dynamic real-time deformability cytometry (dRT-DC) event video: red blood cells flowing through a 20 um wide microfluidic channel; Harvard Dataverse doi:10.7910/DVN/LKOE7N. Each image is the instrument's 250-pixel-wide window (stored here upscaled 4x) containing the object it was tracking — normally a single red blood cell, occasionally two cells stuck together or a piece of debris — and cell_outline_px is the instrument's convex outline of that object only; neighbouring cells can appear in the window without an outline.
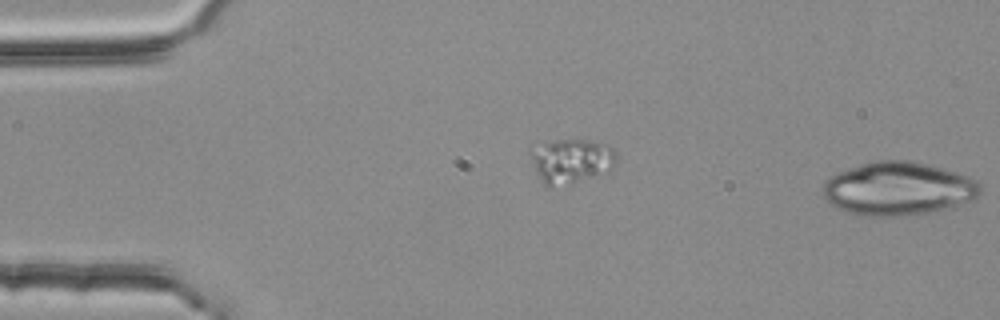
{"species": "common noctule bat (a hibernating species)", "species_latin": "Nyctalus noctula", "temperature_condition": "room temperature", "stored_images_in_passage": 2, "segment_of_instrument_passage": [2, 2], "camera_frame_rate_fps": 3000, "um_per_image_px": 0.085, "animal": {"sex": "female", "body_mass_g": 25.1}, "frame": {"image": 1, "passage_image": 2, "time_ms": 0.333, "image_size_px": [1000, 320], "cell_outline_px": [[984, 188], [976, 196], [952, 208], [928, 212], [896, 216], [864, 216], [836, 208], [824, 196], [824, 180], [840, 172], [876, 160], [908, 160], [956, 172], [968, 176], [976, 180]], "centroid_in_image_um": [76.37, 16.04], "position_along_channel_um": 8.6, "area_um2": 48.26}}